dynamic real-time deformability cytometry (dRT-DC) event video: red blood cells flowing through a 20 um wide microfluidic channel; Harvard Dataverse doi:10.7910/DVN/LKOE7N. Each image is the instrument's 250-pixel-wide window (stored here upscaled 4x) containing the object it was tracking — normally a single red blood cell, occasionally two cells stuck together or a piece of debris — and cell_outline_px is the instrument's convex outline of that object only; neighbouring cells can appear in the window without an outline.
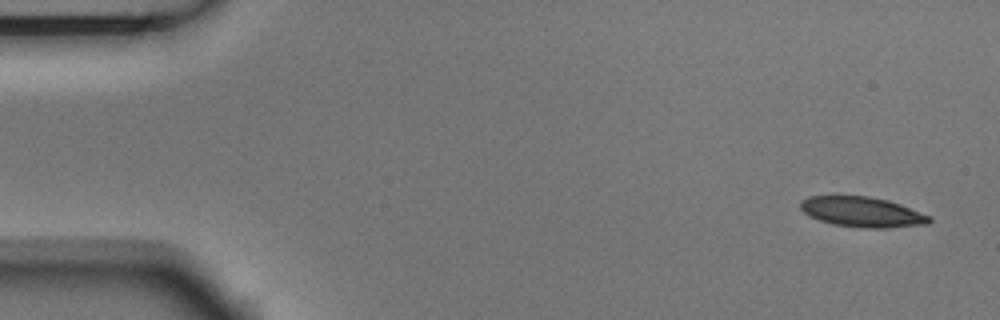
{"species": "Egyptian fruit bat (a non-hibernating species)", "species_latin": "Rousettus aegyptiacus", "temperature_condition": "room temperature", "stored_images_in_passage": 9, "camera_frame_rate_fps": 3000, "um_per_image_px": 0.085, "animal": {"sex": "male"}, "frame": {"image": 1, "passage_image": 1, "time_ms": 0.0, "image_size_px": [1000, 320], "cell_outline_px": [[932, 220], [928, 224], [888, 228], [860, 228], [832, 224], [808, 216], [800, 208], [800, 200], [808, 196], [868, 196], [888, 200], [900, 204], [932, 216]], "centroid_in_image_um": [73.29, 18.02], "position_along_channel_um": 11.7, "area_um2": 22.89}}
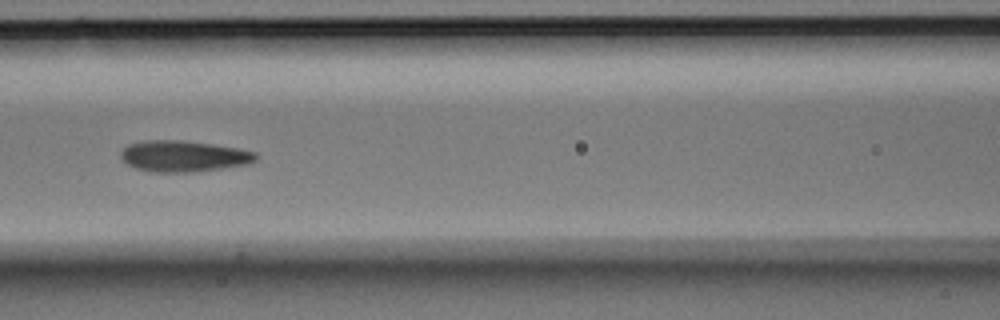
{"frame": {"image": 2, "passage_image": 7, "time_ms": 2.0, "image_size_px": [1000, 320], "cell_outline_px": [[260, 156], [256, 160], [248, 164], [220, 168], [188, 172], [152, 172], [136, 168], [128, 164], [120, 156], [120, 152], [128, 144], [144, 140], [184, 140], [212, 144], [236, 148], [256, 152]], "centroid_in_image_um": [15.6, 13.26], "position_along_channel_um": 151.0, "area_um2": 24.45}}
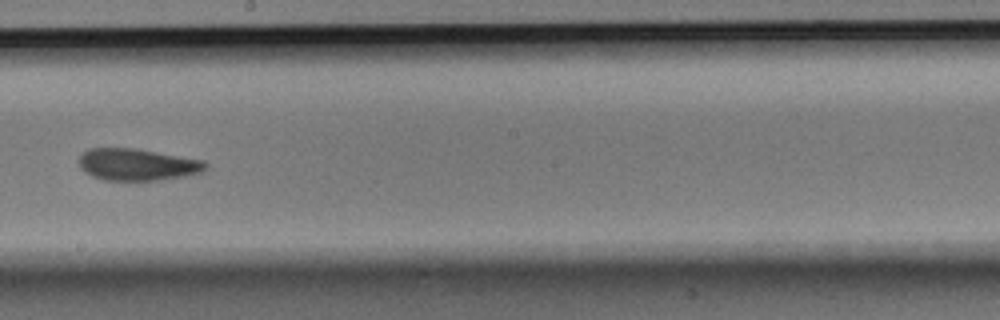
{"frame": {"image": 3, "passage_image": 9, "time_ms": 2.667, "image_size_px": [1000, 320], "cell_outline_px": [[208, 164], [200, 172], [184, 176], [160, 180], [104, 180], [92, 176], [80, 168], [80, 156], [88, 148], [136, 148], [204, 160]], "centroid_in_image_um": [11.66, 13.98], "position_along_channel_um": 236.5, "area_um2": 23.41}}